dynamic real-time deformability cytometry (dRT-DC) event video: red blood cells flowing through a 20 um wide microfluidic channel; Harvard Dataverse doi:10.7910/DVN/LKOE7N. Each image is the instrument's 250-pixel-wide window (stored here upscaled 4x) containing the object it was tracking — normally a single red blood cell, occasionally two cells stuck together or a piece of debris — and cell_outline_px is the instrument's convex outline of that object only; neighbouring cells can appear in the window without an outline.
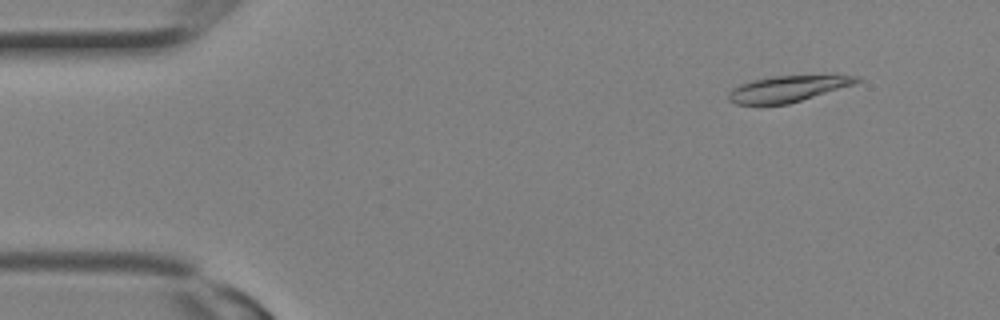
{"species": "Egyptian fruit bat (a non-hibernating species)", "species_latin": "Rousettus aegyptiacus", "temperature_condition": "room temperature", "stored_images_in_passage": 2, "camera_frame_rate_fps": 3000, "um_per_image_px": 0.085, "animal": {"sex": "female"}, "frame": {"image": 1, "passage_image": 1, "time_ms": 0.0, "image_size_px": [1000, 320], "cell_outline_px": [[864, 80], [856, 84], [788, 104], [764, 108], [736, 104], [728, 100], [728, 92], [732, 88], [740, 84], [752, 80], [772, 76], [832, 72], [836, 72], [860, 76]], "centroid_in_image_um": [67.05, 7.52], "position_along_channel_um": 17.9, "area_um2": 21.44}}